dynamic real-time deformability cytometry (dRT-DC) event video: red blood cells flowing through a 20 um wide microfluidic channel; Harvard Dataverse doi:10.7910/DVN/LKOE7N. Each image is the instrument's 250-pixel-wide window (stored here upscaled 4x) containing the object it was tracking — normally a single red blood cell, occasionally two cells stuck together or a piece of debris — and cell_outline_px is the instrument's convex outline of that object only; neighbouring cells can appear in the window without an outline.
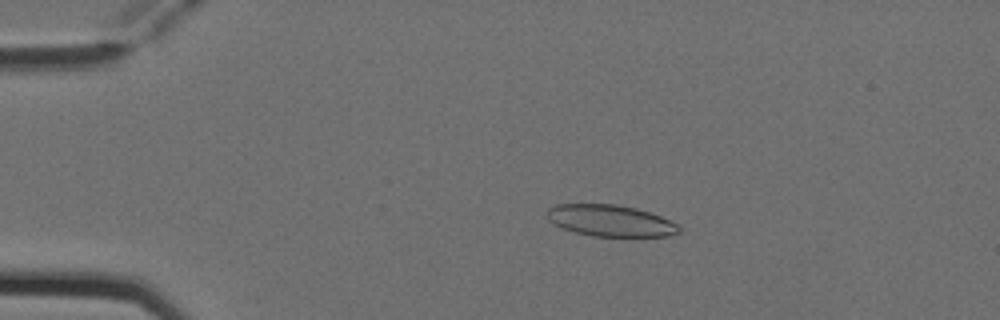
{"species": "Egyptian fruit bat (a non-hibernating species)", "species_latin": "Rousettus aegyptiacus", "temperature_condition": "cold", "stored_images_in_passage": 6, "camera_frame_rate_fps": 3000, "um_per_image_px": 0.085, "animal": {"sex": "female"}, "frame": {"image": 1, "passage_image": 4, "time_ms": 1.0, "image_size_px": [1000, 320], "cell_outline_px": [[680, 232], [668, 236], [592, 236], [576, 232], [564, 228], [548, 220], [548, 208], [556, 204], [616, 204], [636, 208], [660, 216], [676, 224], [680, 228]], "centroid_in_image_um": [51.88, 18.75], "position_along_channel_um": 33.1, "area_um2": 23.93}}